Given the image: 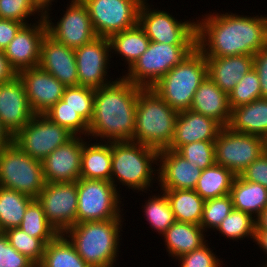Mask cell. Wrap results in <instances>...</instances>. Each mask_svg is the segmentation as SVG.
I'll use <instances>...</instances> for the list:
<instances>
[{
  "label": "cell",
  "mask_w": 267,
  "mask_h": 267,
  "mask_svg": "<svg viewBox=\"0 0 267 267\" xmlns=\"http://www.w3.org/2000/svg\"><path fill=\"white\" fill-rule=\"evenodd\" d=\"M228 127L235 132L265 138L267 136V99L259 98L232 109Z\"/></svg>",
  "instance_id": "4316f807"
},
{
  "label": "cell",
  "mask_w": 267,
  "mask_h": 267,
  "mask_svg": "<svg viewBox=\"0 0 267 267\" xmlns=\"http://www.w3.org/2000/svg\"><path fill=\"white\" fill-rule=\"evenodd\" d=\"M111 44V53L121 55L124 59L127 69L147 50L150 40L137 24L136 26L113 34L109 38Z\"/></svg>",
  "instance_id": "4dcf8cb0"
},
{
  "label": "cell",
  "mask_w": 267,
  "mask_h": 267,
  "mask_svg": "<svg viewBox=\"0 0 267 267\" xmlns=\"http://www.w3.org/2000/svg\"><path fill=\"white\" fill-rule=\"evenodd\" d=\"M37 267H90L77 253L74 246L59 234L45 246L42 262Z\"/></svg>",
  "instance_id": "836d02e7"
},
{
  "label": "cell",
  "mask_w": 267,
  "mask_h": 267,
  "mask_svg": "<svg viewBox=\"0 0 267 267\" xmlns=\"http://www.w3.org/2000/svg\"><path fill=\"white\" fill-rule=\"evenodd\" d=\"M195 48L196 45H170L150 41L147 50L122 76L135 85L151 88Z\"/></svg>",
  "instance_id": "9c48e42d"
},
{
  "label": "cell",
  "mask_w": 267,
  "mask_h": 267,
  "mask_svg": "<svg viewBox=\"0 0 267 267\" xmlns=\"http://www.w3.org/2000/svg\"><path fill=\"white\" fill-rule=\"evenodd\" d=\"M73 136L44 114H34L27 125L13 136V142L32 158L43 161Z\"/></svg>",
  "instance_id": "7c38bea8"
},
{
  "label": "cell",
  "mask_w": 267,
  "mask_h": 267,
  "mask_svg": "<svg viewBox=\"0 0 267 267\" xmlns=\"http://www.w3.org/2000/svg\"><path fill=\"white\" fill-rule=\"evenodd\" d=\"M264 152L267 153V136L264 138Z\"/></svg>",
  "instance_id": "9f6ffc18"
},
{
  "label": "cell",
  "mask_w": 267,
  "mask_h": 267,
  "mask_svg": "<svg viewBox=\"0 0 267 267\" xmlns=\"http://www.w3.org/2000/svg\"><path fill=\"white\" fill-rule=\"evenodd\" d=\"M17 75L23 82L28 104L34 114H44L62 99L66 86L40 67L23 69Z\"/></svg>",
  "instance_id": "ac0fdd59"
},
{
  "label": "cell",
  "mask_w": 267,
  "mask_h": 267,
  "mask_svg": "<svg viewBox=\"0 0 267 267\" xmlns=\"http://www.w3.org/2000/svg\"><path fill=\"white\" fill-rule=\"evenodd\" d=\"M160 191H163L168 198L176 222L200 225L205 200L195 190Z\"/></svg>",
  "instance_id": "f546056e"
},
{
  "label": "cell",
  "mask_w": 267,
  "mask_h": 267,
  "mask_svg": "<svg viewBox=\"0 0 267 267\" xmlns=\"http://www.w3.org/2000/svg\"><path fill=\"white\" fill-rule=\"evenodd\" d=\"M230 195L233 208L245 212L257 219L267 207V188L259 183L244 180L235 176Z\"/></svg>",
  "instance_id": "f1b7e54d"
},
{
  "label": "cell",
  "mask_w": 267,
  "mask_h": 267,
  "mask_svg": "<svg viewBox=\"0 0 267 267\" xmlns=\"http://www.w3.org/2000/svg\"><path fill=\"white\" fill-rule=\"evenodd\" d=\"M38 67L66 87L79 86L74 49L55 41L48 34L41 43Z\"/></svg>",
  "instance_id": "7402d4cb"
},
{
  "label": "cell",
  "mask_w": 267,
  "mask_h": 267,
  "mask_svg": "<svg viewBox=\"0 0 267 267\" xmlns=\"http://www.w3.org/2000/svg\"><path fill=\"white\" fill-rule=\"evenodd\" d=\"M255 230H267V207L261 212L256 219Z\"/></svg>",
  "instance_id": "db71d44e"
},
{
  "label": "cell",
  "mask_w": 267,
  "mask_h": 267,
  "mask_svg": "<svg viewBox=\"0 0 267 267\" xmlns=\"http://www.w3.org/2000/svg\"><path fill=\"white\" fill-rule=\"evenodd\" d=\"M66 11L57 22L53 23L50 12L44 13L47 34L55 41L76 49L90 43L98 37L94 31L87 7L81 0H71ZM65 12V13H64ZM50 18V19H49Z\"/></svg>",
  "instance_id": "5bb4252c"
},
{
  "label": "cell",
  "mask_w": 267,
  "mask_h": 267,
  "mask_svg": "<svg viewBox=\"0 0 267 267\" xmlns=\"http://www.w3.org/2000/svg\"><path fill=\"white\" fill-rule=\"evenodd\" d=\"M76 224L87 221L124 219L120 187L111 181L79 178L77 181ZM121 205V206H120Z\"/></svg>",
  "instance_id": "ba28073f"
},
{
  "label": "cell",
  "mask_w": 267,
  "mask_h": 267,
  "mask_svg": "<svg viewBox=\"0 0 267 267\" xmlns=\"http://www.w3.org/2000/svg\"><path fill=\"white\" fill-rule=\"evenodd\" d=\"M158 183L160 190H194L202 170L171 149L158 153Z\"/></svg>",
  "instance_id": "44dd1931"
},
{
  "label": "cell",
  "mask_w": 267,
  "mask_h": 267,
  "mask_svg": "<svg viewBox=\"0 0 267 267\" xmlns=\"http://www.w3.org/2000/svg\"><path fill=\"white\" fill-rule=\"evenodd\" d=\"M17 76L16 71L10 66L4 52L0 50V84L8 82Z\"/></svg>",
  "instance_id": "f907efd6"
},
{
  "label": "cell",
  "mask_w": 267,
  "mask_h": 267,
  "mask_svg": "<svg viewBox=\"0 0 267 267\" xmlns=\"http://www.w3.org/2000/svg\"><path fill=\"white\" fill-rule=\"evenodd\" d=\"M33 200L26 194L0 186V232L19 227Z\"/></svg>",
  "instance_id": "d6a6232c"
},
{
  "label": "cell",
  "mask_w": 267,
  "mask_h": 267,
  "mask_svg": "<svg viewBox=\"0 0 267 267\" xmlns=\"http://www.w3.org/2000/svg\"><path fill=\"white\" fill-rule=\"evenodd\" d=\"M86 140L83 136H73L42 161L46 182H76L80 178L83 143Z\"/></svg>",
  "instance_id": "d6986e66"
},
{
  "label": "cell",
  "mask_w": 267,
  "mask_h": 267,
  "mask_svg": "<svg viewBox=\"0 0 267 267\" xmlns=\"http://www.w3.org/2000/svg\"><path fill=\"white\" fill-rule=\"evenodd\" d=\"M145 201L142 208L146 221L154 231L156 230L155 232L159 235L163 234L175 222L168 198L162 191L158 195H150Z\"/></svg>",
  "instance_id": "d590c367"
},
{
  "label": "cell",
  "mask_w": 267,
  "mask_h": 267,
  "mask_svg": "<svg viewBox=\"0 0 267 267\" xmlns=\"http://www.w3.org/2000/svg\"><path fill=\"white\" fill-rule=\"evenodd\" d=\"M36 199L41 204L46 219L59 234L76 224V182H46Z\"/></svg>",
  "instance_id": "9a60e30c"
},
{
  "label": "cell",
  "mask_w": 267,
  "mask_h": 267,
  "mask_svg": "<svg viewBox=\"0 0 267 267\" xmlns=\"http://www.w3.org/2000/svg\"><path fill=\"white\" fill-rule=\"evenodd\" d=\"M123 222L124 219L81 222L63 235L90 267H115Z\"/></svg>",
  "instance_id": "3957f363"
},
{
  "label": "cell",
  "mask_w": 267,
  "mask_h": 267,
  "mask_svg": "<svg viewBox=\"0 0 267 267\" xmlns=\"http://www.w3.org/2000/svg\"><path fill=\"white\" fill-rule=\"evenodd\" d=\"M35 15L44 18V13L32 0H0L1 19L14 20L27 25L30 24L29 17H35Z\"/></svg>",
  "instance_id": "ee69618b"
},
{
  "label": "cell",
  "mask_w": 267,
  "mask_h": 267,
  "mask_svg": "<svg viewBox=\"0 0 267 267\" xmlns=\"http://www.w3.org/2000/svg\"><path fill=\"white\" fill-rule=\"evenodd\" d=\"M207 76L205 56L196 47L151 89L179 113L190 109L196 90Z\"/></svg>",
  "instance_id": "8992f818"
},
{
  "label": "cell",
  "mask_w": 267,
  "mask_h": 267,
  "mask_svg": "<svg viewBox=\"0 0 267 267\" xmlns=\"http://www.w3.org/2000/svg\"><path fill=\"white\" fill-rule=\"evenodd\" d=\"M190 110L215 119L223 127L231 120L228 94L222 91L208 76L196 90Z\"/></svg>",
  "instance_id": "d4e9b609"
},
{
  "label": "cell",
  "mask_w": 267,
  "mask_h": 267,
  "mask_svg": "<svg viewBox=\"0 0 267 267\" xmlns=\"http://www.w3.org/2000/svg\"><path fill=\"white\" fill-rule=\"evenodd\" d=\"M176 152L201 170L215 164L214 141H199L182 145Z\"/></svg>",
  "instance_id": "7bdbcfd3"
},
{
  "label": "cell",
  "mask_w": 267,
  "mask_h": 267,
  "mask_svg": "<svg viewBox=\"0 0 267 267\" xmlns=\"http://www.w3.org/2000/svg\"><path fill=\"white\" fill-rule=\"evenodd\" d=\"M24 26L18 21L1 19L0 18V50L8 46V44L15 38L19 30Z\"/></svg>",
  "instance_id": "c3c4849f"
},
{
  "label": "cell",
  "mask_w": 267,
  "mask_h": 267,
  "mask_svg": "<svg viewBox=\"0 0 267 267\" xmlns=\"http://www.w3.org/2000/svg\"><path fill=\"white\" fill-rule=\"evenodd\" d=\"M46 180L42 161L23 152L14 142L0 150V186L36 199Z\"/></svg>",
  "instance_id": "52a82bcc"
},
{
  "label": "cell",
  "mask_w": 267,
  "mask_h": 267,
  "mask_svg": "<svg viewBox=\"0 0 267 267\" xmlns=\"http://www.w3.org/2000/svg\"><path fill=\"white\" fill-rule=\"evenodd\" d=\"M215 164L240 175L264 153V138L235 132L228 126L221 129L215 141Z\"/></svg>",
  "instance_id": "8fae6325"
},
{
  "label": "cell",
  "mask_w": 267,
  "mask_h": 267,
  "mask_svg": "<svg viewBox=\"0 0 267 267\" xmlns=\"http://www.w3.org/2000/svg\"><path fill=\"white\" fill-rule=\"evenodd\" d=\"M44 115L52 122L66 128L74 136L87 137L88 123L76 111L71 109L64 100L60 99Z\"/></svg>",
  "instance_id": "74e56055"
},
{
  "label": "cell",
  "mask_w": 267,
  "mask_h": 267,
  "mask_svg": "<svg viewBox=\"0 0 267 267\" xmlns=\"http://www.w3.org/2000/svg\"><path fill=\"white\" fill-rule=\"evenodd\" d=\"M228 97L231 110L261 98V87L257 71L253 68L246 73L228 94Z\"/></svg>",
  "instance_id": "ab89813d"
},
{
  "label": "cell",
  "mask_w": 267,
  "mask_h": 267,
  "mask_svg": "<svg viewBox=\"0 0 267 267\" xmlns=\"http://www.w3.org/2000/svg\"><path fill=\"white\" fill-rule=\"evenodd\" d=\"M161 236L164 237L168 255L175 260L208 241L200 225L176 221Z\"/></svg>",
  "instance_id": "484cf974"
},
{
  "label": "cell",
  "mask_w": 267,
  "mask_h": 267,
  "mask_svg": "<svg viewBox=\"0 0 267 267\" xmlns=\"http://www.w3.org/2000/svg\"><path fill=\"white\" fill-rule=\"evenodd\" d=\"M233 209V201L230 194L205 200L200 226L205 232L209 229L215 231Z\"/></svg>",
  "instance_id": "b9f144b4"
},
{
  "label": "cell",
  "mask_w": 267,
  "mask_h": 267,
  "mask_svg": "<svg viewBox=\"0 0 267 267\" xmlns=\"http://www.w3.org/2000/svg\"><path fill=\"white\" fill-rule=\"evenodd\" d=\"M12 143H13V136L0 121V150L10 146Z\"/></svg>",
  "instance_id": "816d5d0a"
},
{
  "label": "cell",
  "mask_w": 267,
  "mask_h": 267,
  "mask_svg": "<svg viewBox=\"0 0 267 267\" xmlns=\"http://www.w3.org/2000/svg\"><path fill=\"white\" fill-rule=\"evenodd\" d=\"M267 254V230H255L254 241Z\"/></svg>",
  "instance_id": "f5cc1de1"
},
{
  "label": "cell",
  "mask_w": 267,
  "mask_h": 267,
  "mask_svg": "<svg viewBox=\"0 0 267 267\" xmlns=\"http://www.w3.org/2000/svg\"><path fill=\"white\" fill-rule=\"evenodd\" d=\"M148 1L142 2L138 24L150 41L170 45H196L197 22L179 20L167 11L150 8ZM192 21V22H191Z\"/></svg>",
  "instance_id": "30bf717a"
},
{
  "label": "cell",
  "mask_w": 267,
  "mask_h": 267,
  "mask_svg": "<svg viewBox=\"0 0 267 267\" xmlns=\"http://www.w3.org/2000/svg\"><path fill=\"white\" fill-rule=\"evenodd\" d=\"M158 153L154 148L133 141L112 142L110 181L115 188L122 184L137 193L150 191L154 180H158V167H154V164L158 166Z\"/></svg>",
  "instance_id": "277c9868"
},
{
  "label": "cell",
  "mask_w": 267,
  "mask_h": 267,
  "mask_svg": "<svg viewBox=\"0 0 267 267\" xmlns=\"http://www.w3.org/2000/svg\"><path fill=\"white\" fill-rule=\"evenodd\" d=\"M0 267H37L13 248L4 232H0Z\"/></svg>",
  "instance_id": "bcb514c9"
},
{
  "label": "cell",
  "mask_w": 267,
  "mask_h": 267,
  "mask_svg": "<svg viewBox=\"0 0 267 267\" xmlns=\"http://www.w3.org/2000/svg\"><path fill=\"white\" fill-rule=\"evenodd\" d=\"M260 267H267V261L265 262L263 266H260Z\"/></svg>",
  "instance_id": "6f0895ef"
},
{
  "label": "cell",
  "mask_w": 267,
  "mask_h": 267,
  "mask_svg": "<svg viewBox=\"0 0 267 267\" xmlns=\"http://www.w3.org/2000/svg\"><path fill=\"white\" fill-rule=\"evenodd\" d=\"M36 18L38 21L24 25L3 51L16 73L38 67L40 47L47 34V26L44 18Z\"/></svg>",
  "instance_id": "e0dca14e"
},
{
  "label": "cell",
  "mask_w": 267,
  "mask_h": 267,
  "mask_svg": "<svg viewBox=\"0 0 267 267\" xmlns=\"http://www.w3.org/2000/svg\"><path fill=\"white\" fill-rule=\"evenodd\" d=\"M83 143L80 178L110 181L112 142Z\"/></svg>",
  "instance_id": "83f0119b"
},
{
  "label": "cell",
  "mask_w": 267,
  "mask_h": 267,
  "mask_svg": "<svg viewBox=\"0 0 267 267\" xmlns=\"http://www.w3.org/2000/svg\"><path fill=\"white\" fill-rule=\"evenodd\" d=\"M74 51L79 86L98 89L113 82V78L108 79L112 58L109 38L98 36Z\"/></svg>",
  "instance_id": "2e32d148"
},
{
  "label": "cell",
  "mask_w": 267,
  "mask_h": 267,
  "mask_svg": "<svg viewBox=\"0 0 267 267\" xmlns=\"http://www.w3.org/2000/svg\"><path fill=\"white\" fill-rule=\"evenodd\" d=\"M240 176L246 181L259 183L267 188V153L261 154Z\"/></svg>",
  "instance_id": "7dc6e473"
},
{
  "label": "cell",
  "mask_w": 267,
  "mask_h": 267,
  "mask_svg": "<svg viewBox=\"0 0 267 267\" xmlns=\"http://www.w3.org/2000/svg\"><path fill=\"white\" fill-rule=\"evenodd\" d=\"M178 112L153 89L141 88L136 105L133 142L158 151L167 149L174 137Z\"/></svg>",
  "instance_id": "5b68a950"
},
{
  "label": "cell",
  "mask_w": 267,
  "mask_h": 267,
  "mask_svg": "<svg viewBox=\"0 0 267 267\" xmlns=\"http://www.w3.org/2000/svg\"><path fill=\"white\" fill-rule=\"evenodd\" d=\"M223 126L215 119L191 111L178 113L173 140L167 149L199 141H215Z\"/></svg>",
  "instance_id": "603a6c76"
},
{
  "label": "cell",
  "mask_w": 267,
  "mask_h": 267,
  "mask_svg": "<svg viewBox=\"0 0 267 267\" xmlns=\"http://www.w3.org/2000/svg\"><path fill=\"white\" fill-rule=\"evenodd\" d=\"M87 7L97 36L110 38L113 34L138 24L141 0H81Z\"/></svg>",
  "instance_id": "4fadbf2b"
},
{
  "label": "cell",
  "mask_w": 267,
  "mask_h": 267,
  "mask_svg": "<svg viewBox=\"0 0 267 267\" xmlns=\"http://www.w3.org/2000/svg\"><path fill=\"white\" fill-rule=\"evenodd\" d=\"M177 260L180 262L179 267H222L223 264L212 248H209L208 242L192 252L181 255Z\"/></svg>",
  "instance_id": "f6af8a7d"
},
{
  "label": "cell",
  "mask_w": 267,
  "mask_h": 267,
  "mask_svg": "<svg viewBox=\"0 0 267 267\" xmlns=\"http://www.w3.org/2000/svg\"><path fill=\"white\" fill-rule=\"evenodd\" d=\"M255 228V218L245 212L233 209L215 231L221 233L228 240H244L247 237L254 241Z\"/></svg>",
  "instance_id": "8d00e7d4"
},
{
  "label": "cell",
  "mask_w": 267,
  "mask_h": 267,
  "mask_svg": "<svg viewBox=\"0 0 267 267\" xmlns=\"http://www.w3.org/2000/svg\"><path fill=\"white\" fill-rule=\"evenodd\" d=\"M4 233L10 245L36 266L42 262L46 244L41 239L28 235L19 227L8 229Z\"/></svg>",
  "instance_id": "f35d334b"
},
{
  "label": "cell",
  "mask_w": 267,
  "mask_h": 267,
  "mask_svg": "<svg viewBox=\"0 0 267 267\" xmlns=\"http://www.w3.org/2000/svg\"><path fill=\"white\" fill-rule=\"evenodd\" d=\"M95 89L84 86L65 87L62 100L76 111L88 124L94 109Z\"/></svg>",
  "instance_id": "60d3db41"
},
{
  "label": "cell",
  "mask_w": 267,
  "mask_h": 267,
  "mask_svg": "<svg viewBox=\"0 0 267 267\" xmlns=\"http://www.w3.org/2000/svg\"><path fill=\"white\" fill-rule=\"evenodd\" d=\"M235 174L218 164L202 170L195 191L204 199L218 198L230 194Z\"/></svg>",
  "instance_id": "1f68e13d"
},
{
  "label": "cell",
  "mask_w": 267,
  "mask_h": 267,
  "mask_svg": "<svg viewBox=\"0 0 267 267\" xmlns=\"http://www.w3.org/2000/svg\"><path fill=\"white\" fill-rule=\"evenodd\" d=\"M34 116L19 76L0 84V121L14 136Z\"/></svg>",
  "instance_id": "ffe728a7"
},
{
  "label": "cell",
  "mask_w": 267,
  "mask_h": 267,
  "mask_svg": "<svg viewBox=\"0 0 267 267\" xmlns=\"http://www.w3.org/2000/svg\"><path fill=\"white\" fill-rule=\"evenodd\" d=\"M264 16H240L236 12L204 14L201 20L196 18V47L205 57L255 55L267 46Z\"/></svg>",
  "instance_id": "6da1fadb"
},
{
  "label": "cell",
  "mask_w": 267,
  "mask_h": 267,
  "mask_svg": "<svg viewBox=\"0 0 267 267\" xmlns=\"http://www.w3.org/2000/svg\"><path fill=\"white\" fill-rule=\"evenodd\" d=\"M19 228L28 235L41 239L45 244L53 241L59 235L46 219L43 208L37 199L27 206Z\"/></svg>",
  "instance_id": "e575fe53"
},
{
  "label": "cell",
  "mask_w": 267,
  "mask_h": 267,
  "mask_svg": "<svg viewBox=\"0 0 267 267\" xmlns=\"http://www.w3.org/2000/svg\"><path fill=\"white\" fill-rule=\"evenodd\" d=\"M254 69L261 87V98L267 99V46L254 55Z\"/></svg>",
  "instance_id": "681fc988"
},
{
  "label": "cell",
  "mask_w": 267,
  "mask_h": 267,
  "mask_svg": "<svg viewBox=\"0 0 267 267\" xmlns=\"http://www.w3.org/2000/svg\"><path fill=\"white\" fill-rule=\"evenodd\" d=\"M205 59L208 77L227 94L254 68V55L205 57Z\"/></svg>",
  "instance_id": "cb8c5ba5"
},
{
  "label": "cell",
  "mask_w": 267,
  "mask_h": 267,
  "mask_svg": "<svg viewBox=\"0 0 267 267\" xmlns=\"http://www.w3.org/2000/svg\"><path fill=\"white\" fill-rule=\"evenodd\" d=\"M35 5L43 12L50 11L52 9H49L52 7V2L55 0H32Z\"/></svg>",
  "instance_id": "11a10c76"
},
{
  "label": "cell",
  "mask_w": 267,
  "mask_h": 267,
  "mask_svg": "<svg viewBox=\"0 0 267 267\" xmlns=\"http://www.w3.org/2000/svg\"><path fill=\"white\" fill-rule=\"evenodd\" d=\"M141 88L121 76L95 89L88 139H100L101 142L133 141L136 105Z\"/></svg>",
  "instance_id": "7a4b0ae2"
}]
</instances>
